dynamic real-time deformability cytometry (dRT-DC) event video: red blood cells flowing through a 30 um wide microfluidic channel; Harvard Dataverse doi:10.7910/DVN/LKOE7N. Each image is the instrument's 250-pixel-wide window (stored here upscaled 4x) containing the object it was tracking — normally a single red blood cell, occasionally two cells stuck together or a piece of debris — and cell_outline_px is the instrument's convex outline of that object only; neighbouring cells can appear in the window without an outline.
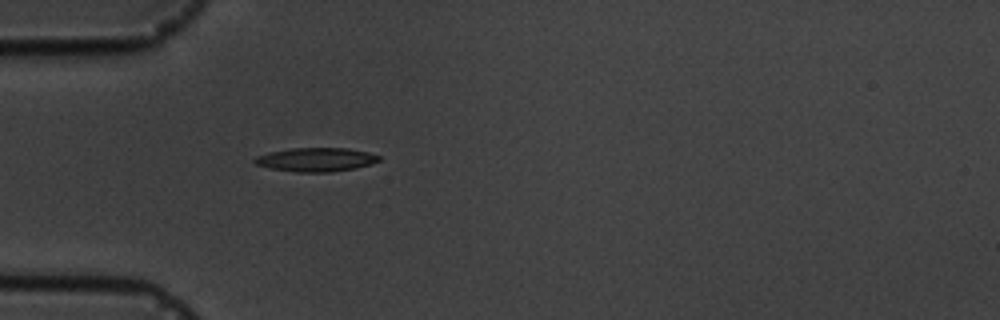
{"species": "common noctule bat (a hibernating species)", "species_latin": "Nyctalus noctula", "temperature_condition": "cold", "stored_images_in_passage": 4, "camera_frame_rate_fps": 3000, "um_per_image_px": 0.085, "animal": {"sex": "male", "body_mass_g": 19.5, "forearm_length_mm": 54.6}, "frame": {"image": 1, "passage_image": 4, "time_ms": 3.667, "image_size_px": [1000, 320], "cell_outline_px": [[380, 160], [372, 164], [356, 168], [328, 172], [296, 172], [272, 168], [256, 164], [252, 160], [256, 156], [268, 152], [292, 148], [348, 148], [368, 152], [380, 156]], "centroid_in_image_um": [26.87, 13.56], "position_along_channel_um": 58.1, "area_um2": 17.22}}